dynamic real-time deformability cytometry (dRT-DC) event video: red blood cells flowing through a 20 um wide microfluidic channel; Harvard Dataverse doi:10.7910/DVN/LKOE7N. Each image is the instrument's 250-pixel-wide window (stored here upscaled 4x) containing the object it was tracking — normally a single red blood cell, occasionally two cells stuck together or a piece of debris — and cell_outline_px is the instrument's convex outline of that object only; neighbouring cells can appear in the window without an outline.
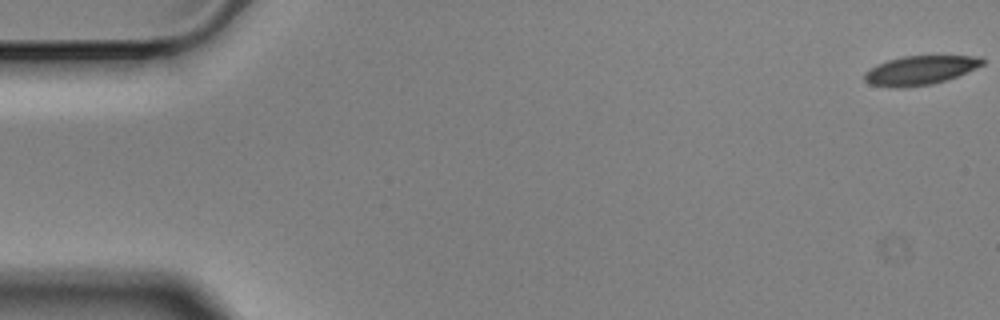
{"species": "Egyptian fruit bat (a non-hibernating species)", "species_latin": "Rousettus aegyptiacus", "temperature_condition": "cold", "stored_images_in_passage": 6, "camera_frame_rate_fps": 3000, "um_per_image_px": 0.085, "animal": {"sex": "male"}, "frame": {"image": 1, "passage_image": 1, "time_ms": 0.0, "image_size_px": [1000, 320], "cell_outline_px": [[984, 64], [956, 76], [932, 84], [904, 88], [888, 88], [868, 84], [864, 80], [864, 72], [888, 60], [904, 56], [980, 56], [984, 60]], "centroid_in_image_um": [78.16, 5.99], "position_along_channel_um": 6.8, "area_um2": 19.83}}